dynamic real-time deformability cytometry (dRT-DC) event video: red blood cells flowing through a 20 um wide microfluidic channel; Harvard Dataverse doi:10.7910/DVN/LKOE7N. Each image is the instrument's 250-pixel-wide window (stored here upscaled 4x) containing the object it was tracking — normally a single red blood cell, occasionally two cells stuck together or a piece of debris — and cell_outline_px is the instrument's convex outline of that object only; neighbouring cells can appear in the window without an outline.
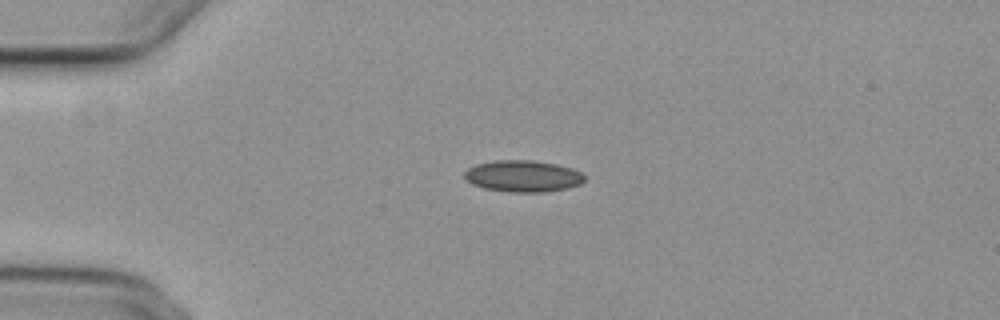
{"species": "common noctule bat (a hibernating species)", "species_latin": "Nyctalus noctula", "temperature_condition": "cold", "stored_images_in_passage": 4, "camera_frame_rate_fps": 3000, "um_per_image_px": 0.085, "animal": {"sex": "female", "body_mass_g": 29.2, "forearm_length_mm": 56.3}, "frame": {"image": 1, "passage_image": 3, "time_ms": 2.333, "image_size_px": [1000, 320], "cell_outline_px": [[584, 180], [580, 184], [568, 188], [544, 192], [512, 192], [484, 188], [472, 184], [464, 176], [464, 172], [468, 168], [476, 164], [496, 160], [532, 160], [556, 164], [572, 168], [580, 172], [584, 176]], "centroid_in_image_um": [44.45, 14.97], "position_along_channel_um": 40.5, "area_um2": 22.02}}